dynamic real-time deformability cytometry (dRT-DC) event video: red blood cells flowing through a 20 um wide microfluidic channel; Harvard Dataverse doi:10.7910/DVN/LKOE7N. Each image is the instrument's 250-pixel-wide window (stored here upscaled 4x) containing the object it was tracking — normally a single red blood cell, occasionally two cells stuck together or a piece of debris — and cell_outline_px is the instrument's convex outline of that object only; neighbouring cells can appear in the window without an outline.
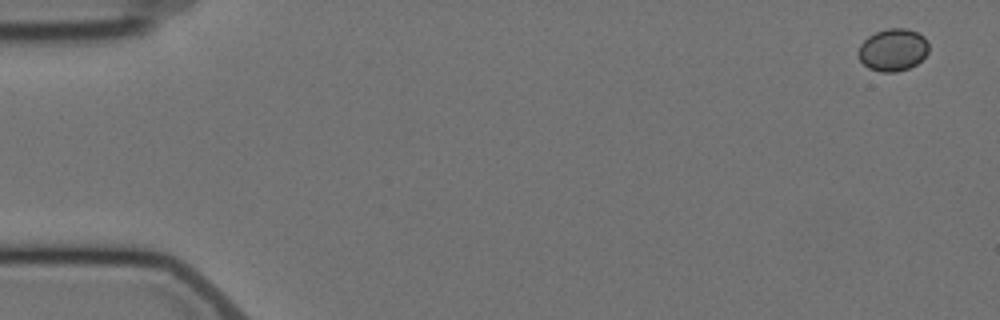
{"species": "Egyptian fruit bat (a non-hibernating species)", "species_latin": "Rousettus aegyptiacus", "temperature_condition": "cold", "stored_images_in_passage": 7, "camera_frame_rate_fps": 3000, "um_per_image_px": 0.085, "animal": {"sex": "female"}, "frame": {"image": 1, "passage_image": 1, "time_ms": 0.0, "image_size_px": [1000, 320], "cell_outline_px": [[928, 52], [916, 64], [908, 68], [896, 72], [880, 72], [868, 68], [860, 60], [860, 44], [868, 36], [876, 32], [888, 28], [904, 28], [916, 32], [924, 36], [928, 40]], "centroid_in_image_um": [75.91, 4.23], "position_along_channel_um": 9.1, "area_um2": 17.22}}
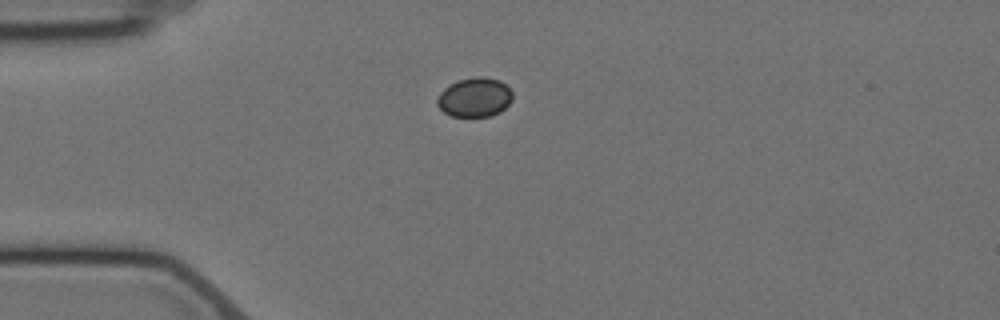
{"frame": {"image": 2, "passage_image": 5, "time_ms": 4.333, "image_size_px": [1000, 320], "cell_outline_px": [[512, 100], [500, 112], [492, 116], [452, 116], [444, 112], [436, 104], [436, 100], [440, 92], [444, 88], [460, 80], [476, 76], [484, 76], [500, 80], [512, 92]], "centroid_in_image_um": [40.35, 8.27], "position_along_channel_um": 44.7, "area_um2": 17.17}}
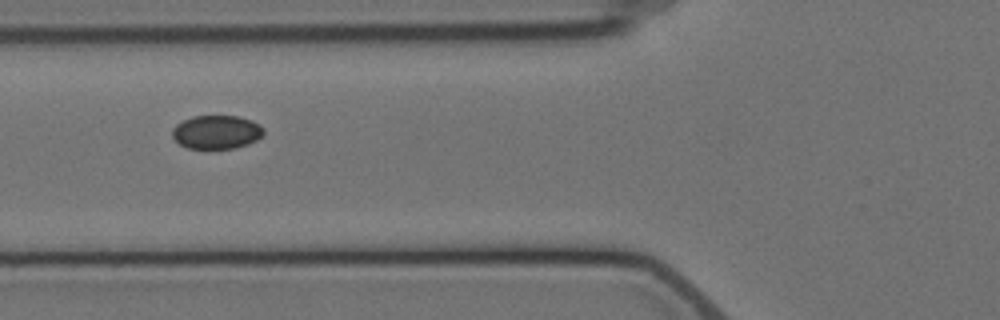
{"frame": {"image": 3, "passage_image": 7, "time_ms": 6.667, "image_size_px": [1000, 320], "cell_outline_px": [[264, 132], [256, 140], [248, 144], [236, 148], [188, 148], [180, 144], [172, 136], [172, 128], [176, 124], [184, 120], [196, 116], [240, 116], [252, 120], [260, 124], [264, 128]], "centroid_in_image_um": [18.42, 11.22], "position_along_channel_um": 107.4, "area_um2": 17.86}}